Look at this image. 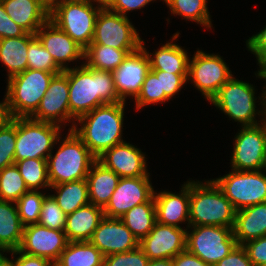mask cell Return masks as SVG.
I'll use <instances>...</instances> for the list:
<instances>
[{"mask_svg": "<svg viewBox=\"0 0 266 266\" xmlns=\"http://www.w3.org/2000/svg\"><path fill=\"white\" fill-rule=\"evenodd\" d=\"M82 63L81 67L63 71L68 77L70 114L76 120L96 107L123 102L118 97L112 72Z\"/></svg>", "mask_w": 266, "mask_h": 266, "instance_id": "cell-1", "label": "cell"}, {"mask_svg": "<svg viewBox=\"0 0 266 266\" xmlns=\"http://www.w3.org/2000/svg\"><path fill=\"white\" fill-rule=\"evenodd\" d=\"M125 102L105 104L79 117L73 131L90 152L98 158L107 149L124 142L122 139Z\"/></svg>", "mask_w": 266, "mask_h": 266, "instance_id": "cell-2", "label": "cell"}, {"mask_svg": "<svg viewBox=\"0 0 266 266\" xmlns=\"http://www.w3.org/2000/svg\"><path fill=\"white\" fill-rule=\"evenodd\" d=\"M236 210L213 180H190L189 227L234 226Z\"/></svg>", "mask_w": 266, "mask_h": 266, "instance_id": "cell-3", "label": "cell"}, {"mask_svg": "<svg viewBox=\"0 0 266 266\" xmlns=\"http://www.w3.org/2000/svg\"><path fill=\"white\" fill-rule=\"evenodd\" d=\"M68 132L56 154L51 152L47 159L51 186L86 179L92 164L97 160L72 129Z\"/></svg>", "mask_w": 266, "mask_h": 266, "instance_id": "cell-4", "label": "cell"}, {"mask_svg": "<svg viewBox=\"0 0 266 266\" xmlns=\"http://www.w3.org/2000/svg\"><path fill=\"white\" fill-rule=\"evenodd\" d=\"M55 73L26 69L7 79L6 96L13 118H29L38 109Z\"/></svg>", "mask_w": 266, "mask_h": 266, "instance_id": "cell-5", "label": "cell"}, {"mask_svg": "<svg viewBox=\"0 0 266 266\" xmlns=\"http://www.w3.org/2000/svg\"><path fill=\"white\" fill-rule=\"evenodd\" d=\"M61 126L29 118H16L15 162L25 159H48L60 142Z\"/></svg>", "mask_w": 266, "mask_h": 266, "instance_id": "cell-6", "label": "cell"}, {"mask_svg": "<svg viewBox=\"0 0 266 266\" xmlns=\"http://www.w3.org/2000/svg\"><path fill=\"white\" fill-rule=\"evenodd\" d=\"M256 99L253 85L232 76L210 102L229 118L240 122L241 127H245L263 122H257L255 118L257 114L262 113L261 109L256 110Z\"/></svg>", "mask_w": 266, "mask_h": 266, "instance_id": "cell-7", "label": "cell"}, {"mask_svg": "<svg viewBox=\"0 0 266 266\" xmlns=\"http://www.w3.org/2000/svg\"><path fill=\"white\" fill-rule=\"evenodd\" d=\"M94 5V6H93ZM104 3L64 2L49 13V20L86 49L92 42L96 17Z\"/></svg>", "mask_w": 266, "mask_h": 266, "instance_id": "cell-8", "label": "cell"}, {"mask_svg": "<svg viewBox=\"0 0 266 266\" xmlns=\"http://www.w3.org/2000/svg\"><path fill=\"white\" fill-rule=\"evenodd\" d=\"M231 170L229 174L212 180L236 211L266 202V174L263 170Z\"/></svg>", "mask_w": 266, "mask_h": 266, "instance_id": "cell-9", "label": "cell"}, {"mask_svg": "<svg viewBox=\"0 0 266 266\" xmlns=\"http://www.w3.org/2000/svg\"><path fill=\"white\" fill-rule=\"evenodd\" d=\"M186 231V249L214 266L237 245L232 228L220 226H193Z\"/></svg>", "mask_w": 266, "mask_h": 266, "instance_id": "cell-10", "label": "cell"}, {"mask_svg": "<svg viewBox=\"0 0 266 266\" xmlns=\"http://www.w3.org/2000/svg\"><path fill=\"white\" fill-rule=\"evenodd\" d=\"M136 30L128 17L103 6L96 17L94 36L90 44L138 50L141 47V37Z\"/></svg>", "mask_w": 266, "mask_h": 266, "instance_id": "cell-11", "label": "cell"}, {"mask_svg": "<svg viewBox=\"0 0 266 266\" xmlns=\"http://www.w3.org/2000/svg\"><path fill=\"white\" fill-rule=\"evenodd\" d=\"M232 76L226 62L218 54L197 50L191 61L189 59L187 81H191L209 102Z\"/></svg>", "mask_w": 266, "mask_h": 266, "instance_id": "cell-12", "label": "cell"}, {"mask_svg": "<svg viewBox=\"0 0 266 266\" xmlns=\"http://www.w3.org/2000/svg\"><path fill=\"white\" fill-rule=\"evenodd\" d=\"M234 138L231 167L236 171L263 170L266 163V130L262 122L242 127Z\"/></svg>", "mask_w": 266, "mask_h": 266, "instance_id": "cell-13", "label": "cell"}, {"mask_svg": "<svg viewBox=\"0 0 266 266\" xmlns=\"http://www.w3.org/2000/svg\"><path fill=\"white\" fill-rule=\"evenodd\" d=\"M30 118L61 127L62 124L72 120L73 123L69 129H73L76 119L70 114L68 77L63 72L52 78L38 109Z\"/></svg>", "mask_w": 266, "mask_h": 266, "instance_id": "cell-14", "label": "cell"}, {"mask_svg": "<svg viewBox=\"0 0 266 266\" xmlns=\"http://www.w3.org/2000/svg\"><path fill=\"white\" fill-rule=\"evenodd\" d=\"M150 181L149 177L120 178L103 209L105 217L121 218L133 207L148 202L155 192Z\"/></svg>", "mask_w": 266, "mask_h": 266, "instance_id": "cell-15", "label": "cell"}, {"mask_svg": "<svg viewBox=\"0 0 266 266\" xmlns=\"http://www.w3.org/2000/svg\"><path fill=\"white\" fill-rule=\"evenodd\" d=\"M68 242L63 230L50 229L36 223L24 226L18 250L27 255L47 258L55 263Z\"/></svg>", "mask_w": 266, "mask_h": 266, "instance_id": "cell-16", "label": "cell"}, {"mask_svg": "<svg viewBox=\"0 0 266 266\" xmlns=\"http://www.w3.org/2000/svg\"><path fill=\"white\" fill-rule=\"evenodd\" d=\"M149 71V58L142 47L128 54L123 62L112 71L118 97L124 102L128 96L135 99Z\"/></svg>", "mask_w": 266, "mask_h": 266, "instance_id": "cell-17", "label": "cell"}, {"mask_svg": "<svg viewBox=\"0 0 266 266\" xmlns=\"http://www.w3.org/2000/svg\"><path fill=\"white\" fill-rule=\"evenodd\" d=\"M186 231L156 222L149 234L139 242V247L149 260L172 259L186 249Z\"/></svg>", "mask_w": 266, "mask_h": 266, "instance_id": "cell-18", "label": "cell"}, {"mask_svg": "<svg viewBox=\"0 0 266 266\" xmlns=\"http://www.w3.org/2000/svg\"><path fill=\"white\" fill-rule=\"evenodd\" d=\"M145 158L139 148L124 141L107 149L97 160L120 178L150 177Z\"/></svg>", "mask_w": 266, "mask_h": 266, "instance_id": "cell-19", "label": "cell"}, {"mask_svg": "<svg viewBox=\"0 0 266 266\" xmlns=\"http://www.w3.org/2000/svg\"><path fill=\"white\" fill-rule=\"evenodd\" d=\"M90 242L104 257L114 253L129 252L139 247L138 239L120 218L104 217Z\"/></svg>", "mask_w": 266, "mask_h": 266, "instance_id": "cell-20", "label": "cell"}, {"mask_svg": "<svg viewBox=\"0 0 266 266\" xmlns=\"http://www.w3.org/2000/svg\"><path fill=\"white\" fill-rule=\"evenodd\" d=\"M44 48L51 54L56 65L62 70H68L69 62L84 60L85 49L75 42L68 34L48 20L35 33ZM68 62V63H66Z\"/></svg>", "mask_w": 266, "mask_h": 266, "instance_id": "cell-21", "label": "cell"}, {"mask_svg": "<svg viewBox=\"0 0 266 266\" xmlns=\"http://www.w3.org/2000/svg\"><path fill=\"white\" fill-rule=\"evenodd\" d=\"M179 194L173 192L161 191L154 192L156 222L182 228L179 223L187 221V230L189 227L190 210V181L181 186Z\"/></svg>", "mask_w": 266, "mask_h": 266, "instance_id": "cell-22", "label": "cell"}, {"mask_svg": "<svg viewBox=\"0 0 266 266\" xmlns=\"http://www.w3.org/2000/svg\"><path fill=\"white\" fill-rule=\"evenodd\" d=\"M8 16L27 33L34 34L49 20L40 0H1Z\"/></svg>", "mask_w": 266, "mask_h": 266, "instance_id": "cell-23", "label": "cell"}, {"mask_svg": "<svg viewBox=\"0 0 266 266\" xmlns=\"http://www.w3.org/2000/svg\"><path fill=\"white\" fill-rule=\"evenodd\" d=\"M232 232L237 245L266 236V202L236 211Z\"/></svg>", "mask_w": 266, "mask_h": 266, "instance_id": "cell-24", "label": "cell"}, {"mask_svg": "<svg viewBox=\"0 0 266 266\" xmlns=\"http://www.w3.org/2000/svg\"><path fill=\"white\" fill-rule=\"evenodd\" d=\"M104 217L103 209L91 203L66 215L64 232L68 241H90L94 231Z\"/></svg>", "mask_w": 266, "mask_h": 266, "instance_id": "cell-25", "label": "cell"}, {"mask_svg": "<svg viewBox=\"0 0 266 266\" xmlns=\"http://www.w3.org/2000/svg\"><path fill=\"white\" fill-rule=\"evenodd\" d=\"M120 177L96 160L86 177L89 202L104 209L114 193Z\"/></svg>", "mask_w": 266, "mask_h": 266, "instance_id": "cell-26", "label": "cell"}, {"mask_svg": "<svg viewBox=\"0 0 266 266\" xmlns=\"http://www.w3.org/2000/svg\"><path fill=\"white\" fill-rule=\"evenodd\" d=\"M141 47L149 58L150 70H161L173 74H188L190 57H188L187 51L178 44L171 41L167 42L160 49H157L154 54H150L145 49L143 40H141Z\"/></svg>", "mask_w": 266, "mask_h": 266, "instance_id": "cell-27", "label": "cell"}, {"mask_svg": "<svg viewBox=\"0 0 266 266\" xmlns=\"http://www.w3.org/2000/svg\"><path fill=\"white\" fill-rule=\"evenodd\" d=\"M35 37L26 32L20 37L0 40V61L8 69V79L27 69L28 45Z\"/></svg>", "mask_w": 266, "mask_h": 266, "instance_id": "cell-28", "label": "cell"}, {"mask_svg": "<svg viewBox=\"0 0 266 266\" xmlns=\"http://www.w3.org/2000/svg\"><path fill=\"white\" fill-rule=\"evenodd\" d=\"M23 231L16 202L0 200V245L8 251L18 249Z\"/></svg>", "mask_w": 266, "mask_h": 266, "instance_id": "cell-29", "label": "cell"}, {"mask_svg": "<svg viewBox=\"0 0 266 266\" xmlns=\"http://www.w3.org/2000/svg\"><path fill=\"white\" fill-rule=\"evenodd\" d=\"M103 254L90 242H68L54 266H103Z\"/></svg>", "mask_w": 266, "mask_h": 266, "instance_id": "cell-30", "label": "cell"}, {"mask_svg": "<svg viewBox=\"0 0 266 266\" xmlns=\"http://www.w3.org/2000/svg\"><path fill=\"white\" fill-rule=\"evenodd\" d=\"M50 188L56 191L57 194L51 196L66 215L90 203L86 179L57 184Z\"/></svg>", "mask_w": 266, "mask_h": 266, "instance_id": "cell-31", "label": "cell"}, {"mask_svg": "<svg viewBox=\"0 0 266 266\" xmlns=\"http://www.w3.org/2000/svg\"><path fill=\"white\" fill-rule=\"evenodd\" d=\"M137 50L115 49L102 44H90L84 51L85 65L103 71H114L127 57Z\"/></svg>", "mask_w": 266, "mask_h": 266, "instance_id": "cell-32", "label": "cell"}, {"mask_svg": "<svg viewBox=\"0 0 266 266\" xmlns=\"http://www.w3.org/2000/svg\"><path fill=\"white\" fill-rule=\"evenodd\" d=\"M120 219L140 242L156 223L154 198L128 210Z\"/></svg>", "mask_w": 266, "mask_h": 266, "instance_id": "cell-33", "label": "cell"}, {"mask_svg": "<svg viewBox=\"0 0 266 266\" xmlns=\"http://www.w3.org/2000/svg\"><path fill=\"white\" fill-rule=\"evenodd\" d=\"M166 5L173 15L192 20L207 28L212 27L207 0H169Z\"/></svg>", "mask_w": 266, "mask_h": 266, "instance_id": "cell-34", "label": "cell"}, {"mask_svg": "<svg viewBox=\"0 0 266 266\" xmlns=\"http://www.w3.org/2000/svg\"><path fill=\"white\" fill-rule=\"evenodd\" d=\"M28 190L50 188L47 159H25L15 162Z\"/></svg>", "mask_w": 266, "mask_h": 266, "instance_id": "cell-35", "label": "cell"}, {"mask_svg": "<svg viewBox=\"0 0 266 266\" xmlns=\"http://www.w3.org/2000/svg\"><path fill=\"white\" fill-rule=\"evenodd\" d=\"M28 190L16 164L0 170V200L16 202Z\"/></svg>", "mask_w": 266, "mask_h": 266, "instance_id": "cell-36", "label": "cell"}, {"mask_svg": "<svg viewBox=\"0 0 266 266\" xmlns=\"http://www.w3.org/2000/svg\"><path fill=\"white\" fill-rule=\"evenodd\" d=\"M134 100L137 110L170 100L165 93H161L160 70H150L147 73L141 91Z\"/></svg>", "mask_w": 266, "mask_h": 266, "instance_id": "cell-37", "label": "cell"}, {"mask_svg": "<svg viewBox=\"0 0 266 266\" xmlns=\"http://www.w3.org/2000/svg\"><path fill=\"white\" fill-rule=\"evenodd\" d=\"M47 195L39 191L29 190L16 201L18 214L24 226L39 221L42 203Z\"/></svg>", "mask_w": 266, "mask_h": 266, "instance_id": "cell-38", "label": "cell"}, {"mask_svg": "<svg viewBox=\"0 0 266 266\" xmlns=\"http://www.w3.org/2000/svg\"><path fill=\"white\" fill-rule=\"evenodd\" d=\"M27 69L43 70L55 73L63 72L55 63L51 54L44 48L39 39L35 37L28 45Z\"/></svg>", "mask_w": 266, "mask_h": 266, "instance_id": "cell-39", "label": "cell"}, {"mask_svg": "<svg viewBox=\"0 0 266 266\" xmlns=\"http://www.w3.org/2000/svg\"><path fill=\"white\" fill-rule=\"evenodd\" d=\"M65 222L66 214L56 203L51 194L47 195L42 203L38 224L50 229L64 231Z\"/></svg>", "mask_w": 266, "mask_h": 266, "instance_id": "cell-40", "label": "cell"}, {"mask_svg": "<svg viewBox=\"0 0 266 266\" xmlns=\"http://www.w3.org/2000/svg\"><path fill=\"white\" fill-rule=\"evenodd\" d=\"M16 118L0 130V170L15 164Z\"/></svg>", "mask_w": 266, "mask_h": 266, "instance_id": "cell-41", "label": "cell"}, {"mask_svg": "<svg viewBox=\"0 0 266 266\" xmlns=\"http://www.w3.org/2000/svg\"><path fill=\"white\" fill-rule=\"evenodd\" d=\"M149 258L138 247L129 252L114 253L104 257L103 266H147Z\"/></svg>", "mask_w": 266, "mask_h": 266, "instance_id": "cell-42", "label": "cell"}, {"mask_svg": "<svg viewBox=\"0 0 266 266\" xmlns=\"http://www.w3.org/2000/svg\"><path fill=\"white\" fill-rule=\"evenodd\" d=\"M188 74H173L160 70L161 93L171 99L187 83Z\"/></svg>", "mask_w": 266, "mask_h": 266, "instance_id": "cell-43", "label": "cell"}, {"mask_svg": "<svg viewBox=\"0 0 266 266\" xmlns=\"http://www.w3.org/2000/svg\"><path fill=\"white\" fill-rule=\"evenodd\" d=\"M242 246L245 248L253 266H263L266 264V236L248 241Z\"/></svg>", "mask_w": 266, "mask_h": 266, "instance_id": "cell-44", "label": "cell"}, {"mask_svg": "<svg viewBox=\"0 0 266 266\" xmlns=\"http://www.w3.org/2000/svg\"><path fill=\"white\" fill-rule=\"evenodd\" d=\"M247 48L256 56L260 68L266 67V26L246 41Z\"/></svg>", "mask_w": 266, "mask_h": 266, "instance_id": "cell-45", "label": "cell"}, {"mask_svg": "<svg viewBox=\"0 0 266 266\" xmlns=\"http://www.w3.org/2000/svg\"><path fill=\"white\" fill-rule=\"evenodd\" d=\"M25 33L26 31L8 16L0 0V40L4 38L20 37Z\"/></svg>", "mask_w": 266, "mask_h": 266, "instance_id": "cell-46", "label": "cell"}, {"mask_svg": "<svg viewBox=\"0 0 266 266\" xmlns=\"http://www.w3.org/2000/svg\"><path fill=\"white\" fill-rule=\"evenodd\" d=\"M151 1L153 0H104V6L113 12L128 17L126 13L135 9H142Z\"/></svg>", "mask_w": 266, "mask_h": 266, "instance_id": "cell-47", "label": "cell"}, {"mask_svg": "<svg viewBox=\"0 0 266 266\" xmlns=\"http://www.w3.org/2000/svg\"><path fill=\"white\" fill-rule=\"evenodd\" d=\"M214 266H253L245 248L236 245L231 252Z\"/></svg>", "mask_w": 266, "mask_h": 266, "instance_id": "cell-48", "label": "cell"}, {"mask_svg": "<svg viewBox=\"0 0 266 266\" xmlns=\"http://www.w3.org/2000/svg\"><path fill=\"white\" fill-rule=\"evenodd\" d=\"M13 257L18 255L15 258L16 266H54V263L47 258L27 255L23 252H20L18 249L9 251Z\"/></svg>", "mask_w": 266, "mask_h": 266, "instance_id": "cell-49", "label": "cell"}, {"mask_svg": "<svg viewBox=\"0 0 266 266\" xmlns=\"http://www.w3.org/2000/svg\"><path fill=\"white\" fill-rule=\"evenodd\" d=\"M173 266H211L187 249L172 258Z\"/></svg>", "mask_w": 266, "mask_h": 266, "instance_id": "cell-50", "label": "cell"}, {"mask_svg": "<svg viewBox=\"0 0 266 266\" xmlns=\"http://www.w3.org/2000/svg\"><path fill=\"white\" fill-rule=\"evenodd\" d=\"M13 117L9 110L8 99L5 95L4 101L0 103V130L12 121Z\"/></svg>", "mask_w": 266, "mask_h": 266, "instance_id": "cell-51", "label": "cell"}, {"mask_svg": "<svg viewBox=\"0 0 266 266\" xmlns=\"http://www.w3.org/2000/svg\"><path fill=\"white\" fill-rule=\"evenodd\" d=\"M258 78L260 79H264L266 81V68H260L257 72V74H255ZM265 88H263L264 91H262V95L261 98L259 97V100L261 102L262 108H261V115H263L262 120H266V85L264 86ZM264 111H263V110Z\"/></svg>", "mask_w": 266, "mask_h": 266, "instance_id": "cell-52", "label": "cell"}, {"mask_svg": "<svg viewBox=\"0 0 266 266\" xmlns=\"http://www.w3.org/2000/svg\"><path fill=\"white\" fill-rule=\"evenodd\" d=\"M147 266H173L172 259L149 260Z\"/></svg>", "mask_w": 266, "mask_h": 266, "instance_id": "cell-53", "label": "cell"}, {"mask_svg": "<svg viewBox=\"0 0 266 266\" xmlns=\"http://www.w3.org/2000/svg\"><path fill=\"white\" fill-rule=\"evenodd\" d=\"M40 1L49 12L52 11L57 5L65 2V0H40Z\"/></svg>", "mask_w": 266, "mask_h": 266, "instance_id": "cell-54", "label": "cell"}, {"mask_svg": "<svg viewBox=\"0 0 266 266\" xmlns=\"http://www.w3.org/2000/svg\"><path fill=\"white\" fill-rule=\"evenodd\" d=\"M0 266H16V262L15 260H10L7 257H4L1 261H0Z\"/></svg>", "mask_w": 266, "mask_h": 266, "instance_id": "cell-55", "label": "cell"}, {"mask_svg": "<svg viewBox=\"0 0 266 266\" xmlns=\"http://www.w3.org/2000/svg\"><path fill=\"white\" fill-rule=\"evenodd\" d=\"M66 2H78V3H104V0H65Z\"/></svg>", "mask_w": 266, "mask_h": 266, "instance_id": "cell-56", "label": "cell"}, {"mask_svg": "<svg viewBox=\"0 0 266 266\" xmlns=\"http://www.w3.org/2000/svg\"><path fill=\"white\" fill-rule=\"evenodd\" d=\"M5 253V252H9L6 248H4L3 246H1L0 245V261L5 257V256H3V254L2 253Z\"/></svg>", "mask_w": 266, "mask_h": 266, "instance_id": "cell-57", "label": "cell"}, {"mask_svg": "<svg viewBox=\"0 0 266 266\" xmlns=\"http://www.w3.org/2000/svg\"><path fill=\"white\" fill-rule=\"evenodd\" d=\"M263 123H264V125H265V130H266V120H263Z\"/></svg>", "mask_w": 266, "mask_h": 266, "instance_id": "cell-58", "label": "cell"}, {"mask_svg": "<svg viewBox=\"0 0 266 266\" xmlns=\"http://www.w3.org/2000/svg\"><path fill=\"white\" fill-rule=\"evenodd\" d=\"M263 171H265V172H266V163H265V165H264Z\"/></svg>", "mask_w": 266, "mask_h": 266, "instance_id": "cell-59", "label": "cell"}]
</instances>
